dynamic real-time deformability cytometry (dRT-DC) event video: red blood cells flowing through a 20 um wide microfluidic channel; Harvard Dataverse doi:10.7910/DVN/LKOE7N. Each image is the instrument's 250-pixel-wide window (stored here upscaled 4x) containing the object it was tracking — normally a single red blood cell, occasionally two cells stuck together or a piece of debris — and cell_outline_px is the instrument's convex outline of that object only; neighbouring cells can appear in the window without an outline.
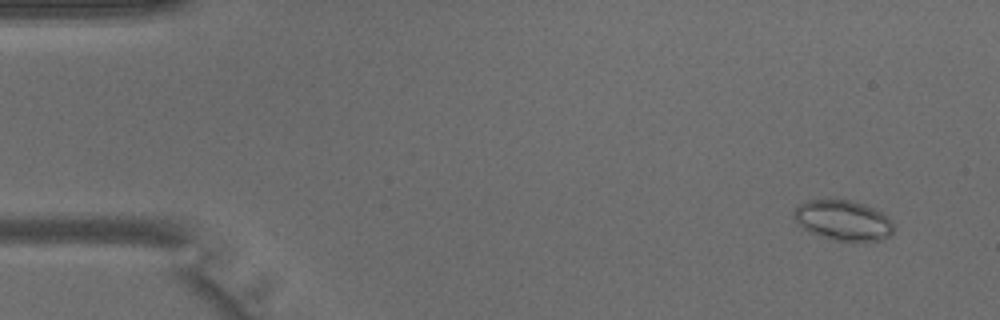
{"species": "common noctule bat (a hibernating species)", "species_latin": "Nyctalus noctula", "temperature_condition": "warm", "stored_images_in_passage": 3, "camera_frame_rate_fps": 3000, "um_per_image_px": 0.085, "animal": {"sex": "male", "body_mass_g": 15.6}, "frame": {"image": 1, "passage_image": 1, "time_ms": 0.0, "image_size_px": [1000, 320], "cell_outline_px": [[892, 236], [880, 240], [836, 240], [820, 236], [808, 232], [792, 216], [792, 212], [800, 204], [808, 200], [852, 200], [864, 204], [888, 216], [892, 220]], "centroid_in_image_um": [71.66, 18.72], "position_along_channel_um": 13.3, "area_um2": 23.12}}